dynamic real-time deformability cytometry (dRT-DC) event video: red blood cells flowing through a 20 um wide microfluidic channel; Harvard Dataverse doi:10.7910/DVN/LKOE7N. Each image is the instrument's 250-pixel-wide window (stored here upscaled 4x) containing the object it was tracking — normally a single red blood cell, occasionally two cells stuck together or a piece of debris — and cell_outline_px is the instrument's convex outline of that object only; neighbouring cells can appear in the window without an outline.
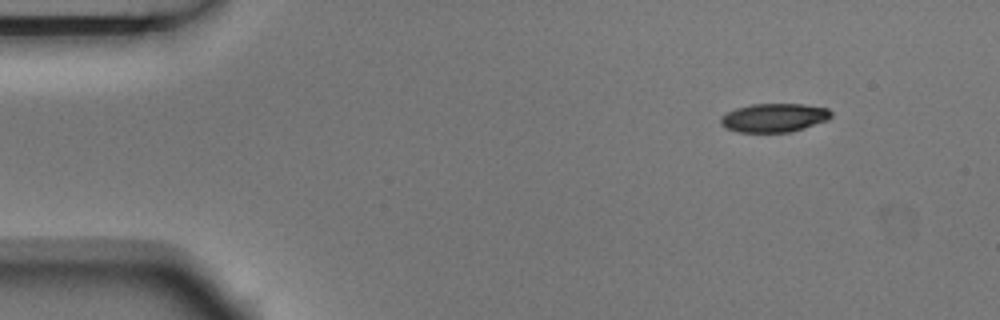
{"species": "Egyptian fruit bat (a non-hibernating species)", "species_latin": "Rousettus aegyptiacus", "temperature_condition": "room temperature", "stored_images_in_passage": 3, "camera_frame_rate_fps": 3000, "um_per_image_px": 0.085, "animal": {"sex": "male"}, "frame": {"image": 1, "passage_image": 1, "time_ms": 0.0, "image_size_px": [1000, 320], "cell_outline_px": [[832, 116], [828, 120], [792, 132], [740, 132], [728, 128], [720, 124], [720, 116], [736, 108], [752, 104], [804, 104], [828, 108], [832, 112]], "centroid_in_image_um": [65.82, 10.0], "position_along_channel_um": 19.2, "area_um2": 18.5}}